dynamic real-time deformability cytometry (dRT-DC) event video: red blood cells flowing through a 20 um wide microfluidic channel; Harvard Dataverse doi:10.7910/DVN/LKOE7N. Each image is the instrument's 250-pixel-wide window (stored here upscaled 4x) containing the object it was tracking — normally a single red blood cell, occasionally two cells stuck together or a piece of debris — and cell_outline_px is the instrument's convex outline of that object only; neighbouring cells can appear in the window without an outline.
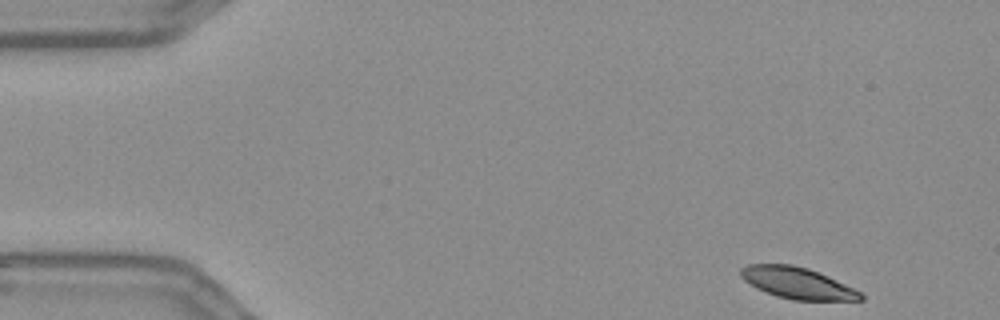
{"species": "Egyptian fruit bat (a non-hibernating species)", "species_latin": "Rousettus aegyptiacus", "temperature_condition": "warm", "stored_images_in_passage": 13, "camera_frame_rate_fps": 3000, "um_per_image_px": 0.085, "frame": {"image": 1, "passage_image": 1, "time_ms": 0.0, "image_size_px": [1000, 320], "cell_outline_px": [[864, 300], [792, 300], [776, 296], [764, 292], [756, 288], [744, 280], [740, 276], [740, 268], [748, 264], [792, 264], [808, 268], [828, 276], [860, 292], [864, 296]], "centroid_in_image_um": [67.73, 24.05], "position_along_channel_um": 17.3, "area_um2": 21.91}}
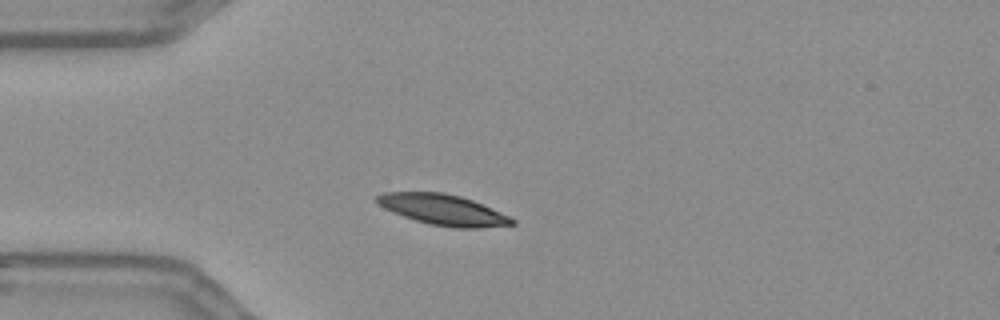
{"frame": {"image": 2, "passage_image": 11, "time_ms": 3.333, "image_size_px": [1000, 320], "cell_outline_px": [[516, 224], [480, 228], [452, 228], [428, 224], [392, 212], [384, 208], [372, 200], [376, 196], [384, 192], [444, 192], [460, 196], [472, 200], [500, 212], [516, 220]], "centroid_in_image_um": [37.63, 17.83], "position_along_channel_um": 47.4, "area_um2": 24.22}}